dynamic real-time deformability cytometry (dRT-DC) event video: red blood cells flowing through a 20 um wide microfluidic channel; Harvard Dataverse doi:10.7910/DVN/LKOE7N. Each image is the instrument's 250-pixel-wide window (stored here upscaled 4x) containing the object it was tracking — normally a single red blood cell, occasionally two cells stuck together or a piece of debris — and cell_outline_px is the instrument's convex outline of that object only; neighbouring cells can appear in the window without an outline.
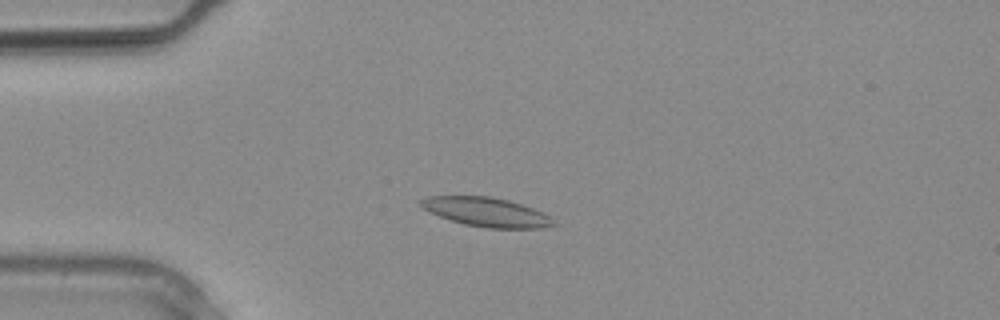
{"species": "common noctule bat (a hibernating species)", "species_latin": "Nyctalus noctula", "temperature_condition": "warm", "stored_images_in_passage": 15, "camera_frame_rate_fps": 3000, "um_per_image_px": 0.085, "animal": {"sex": "male", "body_mass_g": 20.4}, "frame": {"image": 1, "passage_image": 5, "time_ms": 1.333, "image_size_px": [1000, 320], "cell_outline_px": [[556, 224], [540, 228], [488, 228], [464, 224], [428, 212], [420, 204], [420, 200], [428, 196], [492, 196], [508, 200], [544, 212]], "centroid_in_image_um": [41.33, 18.02], "position_along_channel_um": 43.7, "area_um2": 22.25}}